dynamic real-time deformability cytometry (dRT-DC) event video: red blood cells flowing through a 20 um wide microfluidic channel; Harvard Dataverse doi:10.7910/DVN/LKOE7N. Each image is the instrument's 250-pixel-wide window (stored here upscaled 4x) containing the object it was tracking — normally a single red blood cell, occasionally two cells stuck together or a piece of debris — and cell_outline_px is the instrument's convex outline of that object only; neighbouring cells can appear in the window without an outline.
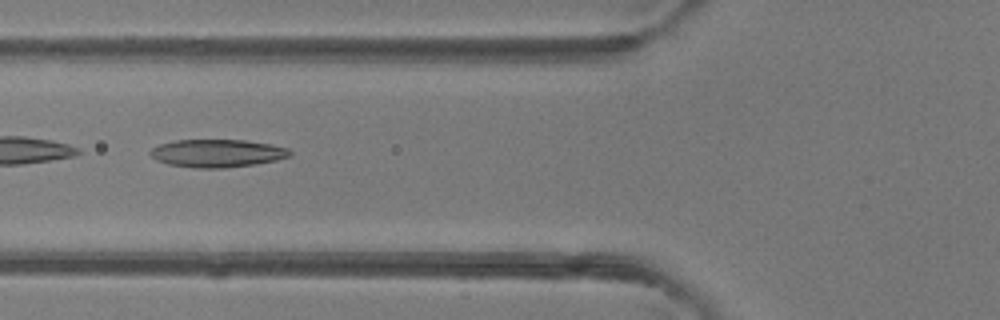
{"species": "common noctule bat (a hibernating species)", "species_latin": "Nyctalus noctula", "temperature_condition": "room temperature", "stored_images_in_passage": 34, "camera_frame_rate_fps": 3000, "um_per_image_px": 0.085, "animal": {"sex": "female"}, "frame": {"image": 1, "passage_image": 6, "time_ms": 1.667, "image_size_px": [1000, 320], "cell_outline_px": [[292, 156], [276, 160], [256, 164], [224, 168], [192, 168], [168, 164], [156, 160], [148, 152], [152, 148], [160, 144], [176, 140], [244, 140], [272, 144], [288, 148], [292, 152]], "centroid_in_image_um": [18.48, 13.03], "position_along_channel_um": 107.3, "area_um2": 22.83}}
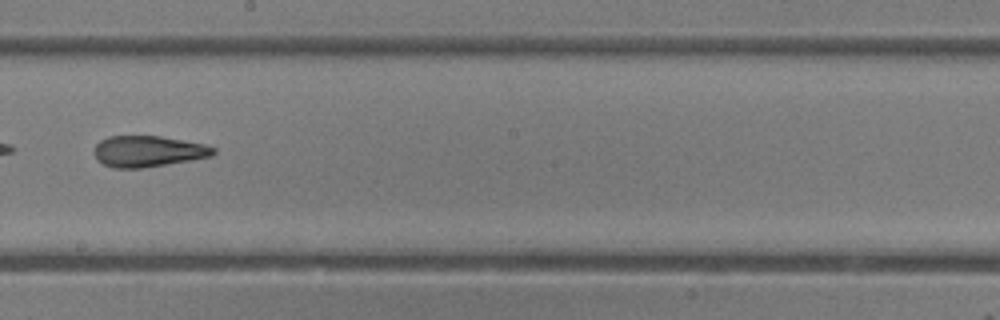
{"frame": {"image": 2, "passage_image": 15, "time_ms": 4.667, "image_size_px": [1000, 320], "cell_outline_px": [[216, 152], [212, 156], [140, 168], [112, 168], [96, 160], [92, 152], [96, 144], [100, 140], [108, 136], [160, 136], [204, 144], [216, 148]], "centroid_in_image_um": [12.53, 12.85], "position_along_channel_um": 235.7, "area_um2": 21.56}, "authors_computed_cell_mechanics": {"area_um2": 22.4842, "velocity_mm_per_s": 4.2671, "shape_relaxation_time_tau1_ms": null, "shape_relaxation_time_tau2_ms": 2.9477, "deformation_change_tau1": null, "deformation_change_tau2": 0.1236}}